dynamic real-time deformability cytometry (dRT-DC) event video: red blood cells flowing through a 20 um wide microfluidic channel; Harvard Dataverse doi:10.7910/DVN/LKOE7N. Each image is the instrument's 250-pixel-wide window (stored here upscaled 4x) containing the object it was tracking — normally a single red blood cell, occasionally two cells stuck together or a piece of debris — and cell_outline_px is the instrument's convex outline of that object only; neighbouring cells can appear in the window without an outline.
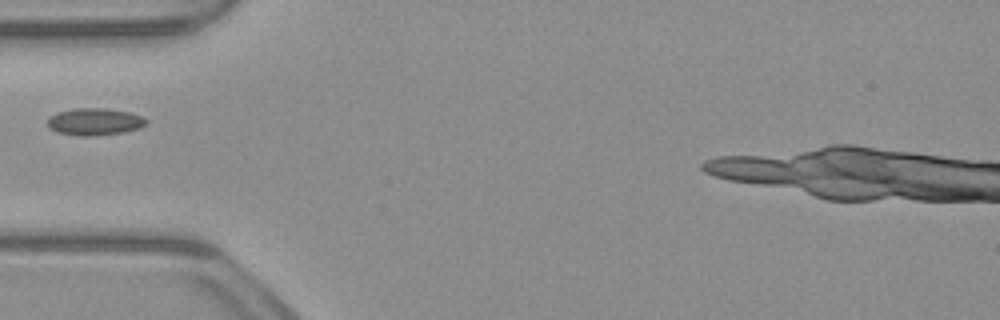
{"species": "common noctule bat (a hibernating species)", "species_latin": "Nyctalus noctula", "temperature_condition": "warm", "stored_images_in_passage": 29, "camera_frame_rate_fps": 3000, "um_per_image_px": 0.085, "animal": {"sex": "male", "body_mass_g": 23.1, "forearm_length_mm": 52.7}, "frame": {"image": 1, "passage_image": 1, "time_ms": 0.0, "image_size_px": [1000, 320], "cell_outline_px": [[148, 124], [140, 128], [124, 132], [96, 136], [80, 136], [56, 132], [48, 128], [48, 116], [56, 112], [72, 108], [104, 108], [128, 112], [144, 116], [148, 120]], "centroid_in_image_um": [8.04, 10.34], "position_along_channel_um": 77.0, "area_um2": 15.95}}
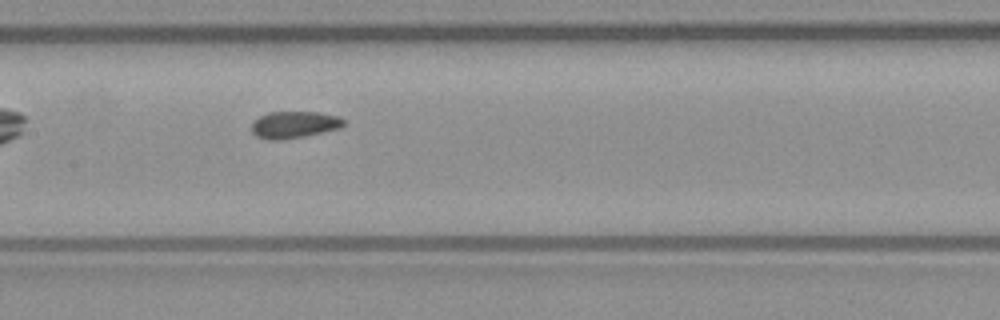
{"frame": {"image": 2, "passage_image": 9, "time_ms": 2.667, "image_size_px": [1000, 320], "cell_outline_px": [[344, 124], [340, 128], [304, 136], [280, 140], [268, 140], [256, 136], [252, 132], [252, 124], [260, 116], [268, 112], [320, 112], [340, 116], [344, 120]], "centroid_in_image_um": [25.02, 10.59], "position_along_channel_um": 182.4, "area_um2": 14.39}}
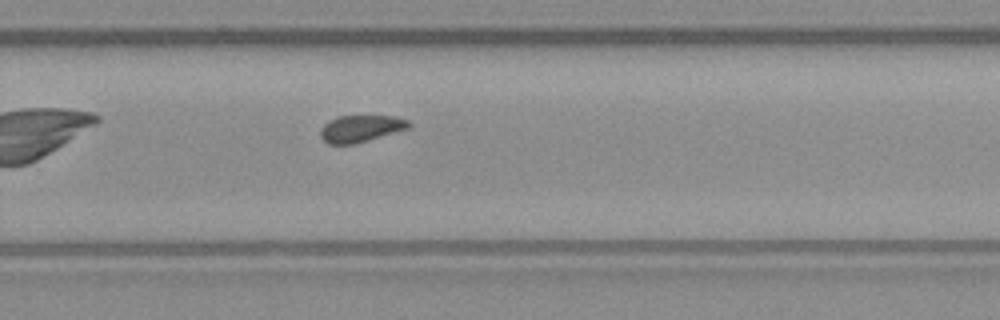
{"frame": {"image": 3, "passage_image": 18, "time_ms": 5.667, "image_size_px": [1000, 320], "cell_outline_px": [[412, 124], [408, 128], [356, 144], [328, 144], [320, 136], [320, 132], [324, 124], [328, 120], [340, 116], [392, 116], [408, 120]], "centroid_in_image_um": [30.65, 10.93], "position_along_channel_um": 299.2, "area_um2": 13.76}}